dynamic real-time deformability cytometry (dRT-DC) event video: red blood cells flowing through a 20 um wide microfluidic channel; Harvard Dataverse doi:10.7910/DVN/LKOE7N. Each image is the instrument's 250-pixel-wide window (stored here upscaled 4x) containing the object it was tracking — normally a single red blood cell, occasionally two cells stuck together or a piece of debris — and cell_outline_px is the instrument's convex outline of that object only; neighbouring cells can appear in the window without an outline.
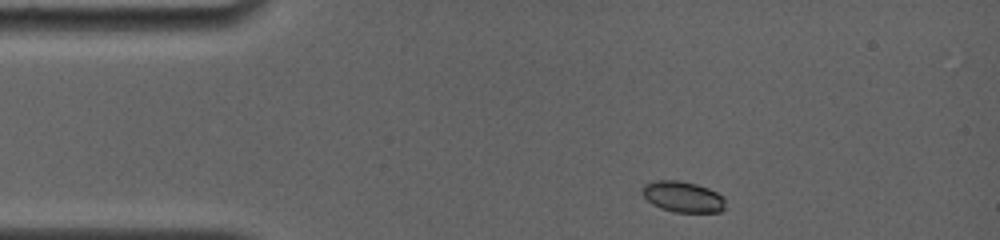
{"species": "common noctule bat (a hibernating species)", "species_latin": "Nyctalus noctula", "temperature_condition": "room temperature", "stored_images_in_passage": 35, "camera_frame_rate_fps": 4000, "um_per_image_px": 0.085, "animal": {"sex": "female", "body_mass_g": 19.0, "forearm_length_mm": 56.7}, "frame": {"image": 1, "passage_image": 1, "time_ms": 0.0, "image_size_px": [1000, 240], "cell_outline_px": [[724, 208], [720, 212], [676, 212], [660, 208], [652, 204], [640, 192], [640, 188], [644, 184], [652, 180], [680, 180], [696, 184], [708, 188], [724, 196]], "centroid_in_image_um": [58.0, 16.71], "position_along_channel_um": 27.0, "area_um2": 15.14}}
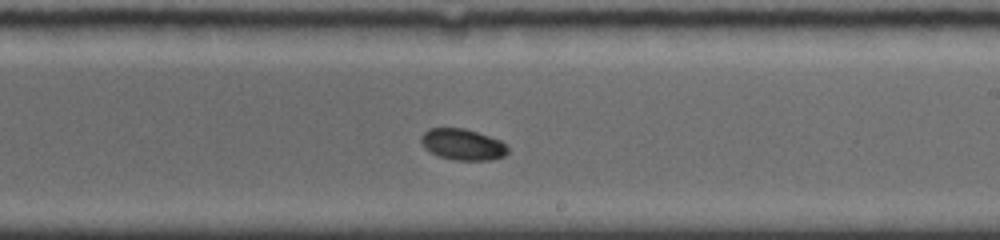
{"frame": {"image": 2, "passage_image": 20, "time_ms": 7.25, "image_size_px": [1000, 240], "cell_outline_px": [[508, 152], [504, 156], [492, 160], [452, 160], [440, 156], [424, 148], [420, 140], [420, 136], [428, 128], [464, 128], [500, 140], [508, 148]], "centroid_in_image_um": [39.31, 12.28], "position_along_channel_um": 249.7, "area_um2": 15.72}}
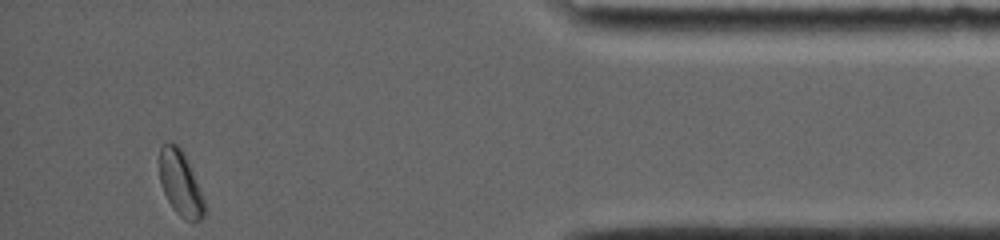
{"frame": {"image": 3, "passage_image": 35, "time_ms": 12.75, "image_size_px": [1000, 240], "cell_outline_px": [[208, 212], [200, 220], [192, 224], [180, 216], [172, 208], [160, 184], [160, 144], [176, 144], [180, 148], [200, 188]], "centroid_in_image_um": [15.36, 15.68], "position_along_channel_um": 419.8, "area_um2": 16.94}, "authors_computed_cell_mechanics": {"area_um2": 15.9528, "velocity_mm_per_s": 3.7725, "shape_relaxation_time_tau1_ms": 2.6086, "shape_relaxation_time_tau2_ms": null, "deformation_change_tau1": 0.0586, "deformation_change_tau2": null}}